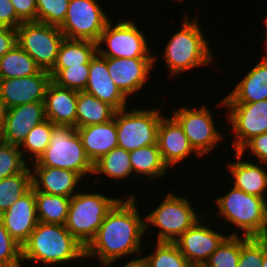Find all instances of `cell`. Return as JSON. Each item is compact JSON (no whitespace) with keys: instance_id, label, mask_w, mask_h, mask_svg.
Segmentation results:
<instances>
[{"instance_id":"603a6c76","label":"cell","mask_w":267,"mask_h":267,"mask_svg":"<svg viewBox=\"0 0 267 267\" xmlns=\"http://www.w3.org/2000/svg\"><path fill=\"white\" fill-rule=\"evenodd\" d=\"M78 91L61 87L51 81L44 97L46 119L55 125L76 128Z\"/></svg>"},{"instance_id":"bcb514c9","label":"cell","mask_w":267,"mask_h":267,"mask_svg":"<svg viewBox=\"0 0 267 267\" xmlns=\"http://www.w3.org/2000/svg\"><path fill=\"white\" fill-rule=\"evenodd\" d=\"M6 107L4 105V102L0 98V133L2 132L3 126H4V120L6 116Z\"/></svg>"},{"instance_id":"d4e9b609","label":"cell","mask_w":267,"mask_h":267,"mask_svg":"<svg viewBox=\"0 0 267 267\" xmlns=\"http://www.w3.org/2000/svg\"><path fill=\"white\" fill-rule=\"evenodd\" d=\"M86 155L92 163L118 147L117 126L114 118L102 124L76 128Z\"/></svg>"},{"instance_id":"60d3db41","label":"cell","mask_w":267,"mask_h":267,"mask_svg":"<svg viewBox=\"0 0 267 267\" xmlns=\"http://www.w3.org/2000/svg\"><path fill=\"white\" fill-rule=\"evenodd\" d=\"M247 151L254 155L251 158L256 157V162L267 164V132L254 136L239 150L242 155H247Z\"/></svg>"},{"instance_id":"484cf974","label":"cell","mask_w":267,"mask_h":267,"mask_svg":"<svg viewBox=\"0 0 267 267\" xmlns=\"http://www.w3.org/2000/svg\"><path fill=\"white\" fill-rule=\"evenodd\" d=\"M129 152L124 148L115 147L108 154L100 157L96 162L93 163V182L99 184V176L108 177L111 180L124 181V179L131 178L133 176L132 165L130 162ZM132 175V176H131ZM98 178L96 179L95 178Z\"/></svg>"},{"instance_id":"44dd1931","label":"cell","mask_w":267,"mask_h":267,"mask_svg":"<svg viewBox=\"0 0 267 267\" xmlns=\"http://www.w3.org/2000/svg\"><path fill=\"white\" fill-rule=\"evenodd\" d=\"M84 91L108 103L116 111L128 107L127 101H130L111 79L107 70V57L98 53L90 60L89 77Z\"/></svg>"},{"instance_id":"b9f144b4","label":"cell","mask_w":267,"mask_h":267,"mask_svg":"<svg viewBox=\"0 0 267 267\" xmlns=\"http://www.w3.org/2000/svg\"><path fill=\"white\" fill-rule=\"evenodd\" d=\"M14 6L16 15L23 22L37 21L36 0H10Z\"/></svg>"},{"instance_id":"8fae6325","label":"cell","mask_w":267,"mask_h":267,"mask_svg":"<svg viewBox=\"0 0 267 267\" xmlns=\"http://www.w3.org/2000/svg\"><path fill=\"white\" fill-rule=\"evenodd\" d=\"M198 107H173L172 116L182 126L190 145L203 158L214 151L224 138L223 131L217 128L212 110L206 103ZM216 125V126H215Z\"/></svg>"},{"instance_id":"d590c367","label":"cell","mask_w":267,"mask_h":267,"mask_svg":"<svg viewBox=\"0 0 267 267\" xmlns=\"http://www.w3.org/2000/svg\"><path fill=\"white\" fill-rule=\"evenodd\" d=\"M52 81L61 87L75 91H84L89 77V64L70 66L49 71Z\"/></svg>"},{"instance_id":"d6a6232c","label":"cell","mask_w":267,"mask_h":267,"mask_svg":"<svg viewBox=\"0 0 267 267\" xmlns=\"http://www.w3.org/2000/svg\"><path fill=\"white\" fill-rule=\"evenodd\" d=\"M32 187V172L28 165L21 173L0 180V216Z\"/></svg>"},{"instance_id":"3957f363","label":"cell","mask_w":267,"mask_h":267,"mask_svg":"<svg viewBox=\"0 0 267 267\" xmlns=\"http://www.w3.org/2000/svg\"><path fill=\"white\" fill-rule=\"evenodd\" d=\"M184 16L181 27L172 34L161 55L169 76L176 77L194 68L207 67L215 60L209 38L204 34L200 19ZM214 53V54H213Z\"/></svg>"},{"instance_id":"d6986e66","label":"cell","mask_w":267,"mask_h":267,"mask_svg":"<svg viewBox=\"0 0 267 267\" xmlns=\"http://www.w3.org/2000/svg\"><path fill=\"white\" fill-rule=\"evenodd\" d=\"M0 217L7 232L22 246L38 224L34 188L18 198Z\"/></svg>"},{"instance_id":"ab89813d","label":"cell","mask_w":267,"mask_h":267,"mask_svg":"<svg viewBox=\"0 0 267 267\" xmlns=\"http://www.w3.org/2000/svg\"><path fill=\"white\" fill-rule=\"evenodd\" d=\"M0 267H23L22 246L7 232L0 217Z\"/></svg>"},{"instance_id":"30bf717a","label":"cell","mask_w":267,"mask_h":267,"mask_svg":"<svg viewBox=\"0 0 267 267\" xmlns=\"http://www.w3.org/2000/svg\"><path fill=\"white\" fill-rule=\"evenodd\" d=\"M19 45L42 69L50 71L55 65L64 35L59 27L37 21L23 22L17 29Z\"/></svg>"},{"instance_id":"f35d334b","label":"cell","mask_w":267,"mask_h":267,"mask_svg":"<svg viewBox=\"0 0 267 267\" xmlns=\"http://www.w3.org/2000/svg\"><path fill=\"white\" fill-rule=\"evenodd\" d=\"M70 0H36L37 22L60 27L64 22Z\"/></svg>"},{"instance_id":"2e32d148","label":"cell","mask_w":267,"mask_h":267,"mask_svg":"<svg viewBox=\"0 0 267 267\" xmlns=\"http://www.w3.org/2000/svg\"><path fill=\"white\" fill-rule=\"evenodd\" d=\"M52 81L49 71L40 70L32 76L0 79V98L6 109L32 102H44Z\"/></svg>"},{"instance_id":"8d00e7d4","label":"cell","mask_w":267,"mask_h":267,"mask_svg":"<svg viewBox=\"0 0 267 267\" xmlns=\"http://www.w3.org/2000/svg\"><path fill=\"white\" fill-rule=\"evenodd\" d=\"M28 165L19 146L0 140V180L21 173Z\"/></svg>"},{"instance_id":"cb8c5ba5","label":"cell","mask_w":267,"mask_h":267,"mask_svg":"<svg viewBox=\"0 0 267 267\" xmlns=\"http://www.w3.org/2000/svg\"><path fill=\"white\" fill-rule=\"evenodd\" d=\"M223 98L224 103H254L267 99V55L244 72L241 81Z\"/></svg>"},{"instance_id":"ffe728a7","label":"cell","mask_w":267,"mask_h":267,"mask_svg":"<svg viewBox=\"0 0 267 267\" xmlns=\"http://www.w3.org/2000/svg\"><path fill=\"white\" fill-rule=\"evenodd\" d=\"M34 191L71 198L80 190L85 179L71 170L49 166H31Z\"/></svg>"},{"instance_id":"7402d4cb","label":"cell","mask_w":267,"mask_h":267,"mask_svg":"<svg viewBox=\"0 0 267 267\" xmlns=\"http://www.w3.org/2000/svg\"><path fill=\"white\" fill-rule=\"evenodd\" d=\"M233 155L236 161L226 163V168L233 178L231 184L247 194L267 200V164L260 163L259 165V162L245 161L243 160L245 155L239 151H235Z\"/></svg>"},{"instance_id":"83f0119b","label":"cell","mask_w":267,"mask_h":267,"mask_svg":"<svg viewBox=\"0 0 267 267\" xmlns=\"http://www.w3.org/2000/svg\"><path fill=\"white\" fill-rule=\"evenodd\" d=\"M116 110L95 96L79 91L76 105V128L102 124L113 119Z\"/></svg>"},{"instance_id":"8992f818","label":"cell","mask_w":267,"mask_h":267,"mask_svg":"<svg viewBox=\"0 0 267 267\" xmlns=\"http://www.w3.org/2000/svg\"><path fill=\"white\" fill-rule=\"evenodd\" d=\"M82 191L81 189L71 197L66 229L86 247L96 236L107 213L121 199L98 192Z\"/></svg>"},{"instance_id":"f1b7e54d","label":"cell","mask_w":267,"mask_h":267,"mask_svg":"<svg viewBox=\"0 0 267 267\" xmlns=\"http://www.w3.org/2000/svg\"><path fill=\"white\" fill-rule=\"evenodd\" d=\"M97 53V43L88 40L66 39L61 42L55 65L52 69L90 64Z\"/></svg>"},{"instance_id":"9a60e30c","label":"cell","mask_w":267,"mask_h":267,"mask_svg":"<svg viewBox=\"0 0 267 267\" xmlns=\"http://www.w3.org/2000/svg\"><path fill=\"white\" fill-rule=\"evenodd\" d=\"M154 58H107V70L111 79L121 92L129 99L141 91L150 80L155 70L158 55Z\"/></svg>"},{"instance_id":"4316f807","label":"cell","mask_w":267,"mask_h":267,"mask_svg":"<svg viewBox=\"0 0 267 267\" xmlns=\"http://www.w3.org/2000/svg\"><path fill=\"white\" fill-rule=\"evenodd\" d=\"M129 155L134 176H145L153 182L168 173L169 168L162 159L158 143L130 151Z\"/></svg>"},{"instance_id":"4fadbf2b","label":"cell","mask_w":267,"mask_h":267,"mask_svg":"<svg viewBox=\"0 0 267 267\" xmlns=\"http://www.w3.org/2000/svg\"><path fill=\"white\" fill-rule=\"evenodd\" d=\"M217 106L227 108L225 123L230 124L234 151H239L254 136L267 132V99L254 103H224L222 97Z\"/></svg>"},{"instance_id":"c3c4849f","label":"cell","mask_w":267,"mask_h":267,"mask_svg":"<svg viewBox=\"0 0 267 267\" xmlns=\"http://www.w3.org/2000/svg\"><path fill=\"white\" fill-rule=\"evenodd\" d=\"M262 267H267V237H265V253H264Z\"/></svg>"},{"instance_id":"52a82bcc","label":"cell","mask_w":267,"mask_h":267,"mask_svg":"<svg viewBox=\"0 0 267 267\" xmlns=\"http://www.w3.org/2000/svg\"><path fill=\"white\" fill-rule=\"evenodd\" d=\"M32 166H49L79 173L85 180L92 178L93 163L86 155L80 135L73 126L56 125L49 146Z\"/></svg>"},{"instance_id":"74e56055","label":"cell","mask_w":267,"mask_h":267,"mask_svg":"<svg viewBox=\"0 0 267 267\" xmlns=\"http://www.w3.org/2000/svg\"><path fill=\"white\" fill-rule=\"evenodd\" d=\"M265 237L240 236V256L237 267H262Z\"/></svg>"},{"instance_id":"f6af8a7d","label":"cell","mask_w":267,"mask_h":267,"mask_svg":"<svg viewBox=\"0 0 267 267\" xmlns=\"http://www.w3.org/2000/svg\"><path fill=\"white\" fill-rule=\"evenodd\" d=\"M122 266L120 267H147L146 264L144 263V261L140 258V259H136V260H131L127 262L126 259V263H122Z\"/></svg>"},{"instance_id":"ba28073f","label":"cell","mask_w":267,"mask_h":267,"mask_svg":"<svg viewBox=\"0 0 267 267\" xmlns=\"http://www.w3.org/2000/svg\"><path fill=\"white\" fill-rule=\"evenodd\" d=\"M134 107L116 111L113 117L117 126L118 147L128 152L157 144L158 127L164 115L161 107Z\"/></svg>"},{"instance_id":"e0dca14e","label":"cell","mask_w":267,"mask_h":267,"mask_svg":"<svg viewBox=\"0 0 267 267\" xmlns=\"http://www.w3.org/2000/svg\"><path fill=\"white\" fill-rule=\"evenodd\" d=\"M157 143L162 159L168 168H175L178 163L182 164L181 162L191 158L189 156L192 154H196L195 156L199 159L201 158L190 145L182 126L172 115L161 117Z\"/></svg>"},{"instance_id":"f546056e","label":"cell","mask_w":267,"mask_h":267,"mask_svg":"<svg viewBox=\"0 0 267 267\" xmlns=\"http://www.w3.org/2000/svg\"><path fill=\"white\" fill-rule=\"evenodd\" d=\"M38 222L64 225L70 199L65 196L34 191Z\"/></svg>"},{"instance_id":"6da1fadb","label":"cell","mask_w":267,"mask_h":267,"mask_svg":"<svg viewBox=\"0 0 267 267\" xmlns=\"http://www.w3.org/2000/svg\"><path fill=\"white\" fill-rule=\"evenodd\" d=\"M134 195L123 196L125 198L122 197L107 213L96 236L85 247V259L95 258L102 267H112L113 263L117 266L122 257L125 259L127 256L128 261L142 257L145 250L141 246L142 240L147 237L145 217L140 216L138 199Z\"/></svg>"},{"instance_id":"ac0fdd59","label":"cell","mask_w":267,"mask_h":267,"mask_svg":"<svg viewBox=\"0 0 267 267\" xmlns=\"http://www.w3.org/2000/svg\"><path fill=\"white\" fill-rule=\"evenodd\" d=\"M44 120H46L44 102L26 103L9 108L6 110L0 140L20 146L28 132Z\"/></svg>"},{"instance_id":"ee69618b","label":"cell","mask_w":267,"mask_h":267,"mask_svg":"<svg viewBox=\"0 0 267 267\" xmlns=\"http://www.w3.org/2000/svg\"><path fill=\"white\" fill-rule=\"evenodd\" d=\"M16 45V29L9 27H0V58Z\"/></svg>"},{"instance_id":"e575fe53","label":"cell","mask_w":267,"mask_h":267,"mask_svg":"<svg viewBox=\"0 0 267 267\" xmlns=\"http://www.w3.org/2000/svg\"><path fill=\"white\" fill-rule=\"evenodd\" d=\"M240 256V236L228 235L202 267H237Z\"/></svg>"},{"instance_id":"7a4b0ae2","label":"cell","mask_w":267,"mask_h":267,"mask_svg":"<svg viewBox=\"0 0 267 267\" xmlns=\"http://www.w3.org/2000/svg\"><path fill=\"white\" fill-rule=\"evenodd\" d=\"M82 260L85 261V247L65 225L38 222L28 240L22 245L23 267H27L26 261L38 263L40 267H71L70 263L76 265L77 261Z\"/></svg>"},{"instance_id":"1f68e13d","label":"cell","mask_w":267,"mask_h":267,"mask_svg":"<svg viewBox=\"0 0 267 267\" xmlns=\"http://www.w3.org/2000/svg\"><path fill=\"white\" fill-rule=\"evenodd\" d=\"M55 126V124L46 119L34 126L28 132L25 140L19 146L22 156L27 163L37 161L44 153L46 148L49 146L53 128Z\"/></svg>"},{"instance_id":"836d02e7","label":"cell","mask_w":267,"mask_h":267,"mask_svg":"<svg viewBox=\"0 0 267 267\" xmlns=\"http://www.w3.org/2000/svg\"><path fill=\"white\" fill-rule=\"evenodd\" d=\"M153 248L141 257L147 267H193L174 242H156Z\"/></svg>"},{"instance_id":"7bdbcfd3","label":"cell","mask_w":267,"mask_h":267,"mask_svg":"<svg viewBox=\"0 0 267 267\" xmlns=\"http://www.w3.org/2000/svg\"><path fill=\"white\" fill-rule=\"evenodd\" d=\"M22 23L10 0H0V27L17 29Z\"/></svg>"},{"instance_id":"9c48e42d","label":"cell","mask_w":267,"mask_h":267,"mask_svg":"<svg viewBox=\"0 0 267 267\" xmlns=\"http://www.w3.org/2000/svg\"><path fill=\"white\" fill-rule=\"evenodd\" d=\"M110 19L97 42V53L107 58H154L146 37L132 19ZM105 46H104V45ZM104 46V47H103ZM107 47V48H106Z\"/></svg>"},{"instance_id":"7dc6e473","label":"cell","mask_w":267,"mask_h":267,"mask_svg":"<svg viewBox=\"0 0 267 267\" xmlns=\"http://www.w3.org/2000/svg\"><path fill=\"white\" fill-rule=\"evenodd\" d=\"M262 21L266 25V27H265L266 28V30H265L266 35H264L265 36V39H264L265 42H263V43H265V48L263 47V49H265L264 55H267V14L265 15L264 20H262Z\"/></svg>"},{"instance_id":"4dcf8cb0","label":"cell","mask_w":267,"mask_h":267,"mask_svg":"<svg viewBox=\"0 0 267 267\" xmlns=\"http://www.w3.org/2000/svg\"><path fill=\"white\" fill-rule=\"evenodd\" d=\"M40 70L41 68L19 45L0 58V79L32 76Z\"/></svg>"},{"instance_id":"5bb4252c","label":"cell","mask_w":267,"mask_h":267,"mask_svg":"<svg viewBox=\"0 0 267 267\" xmlns=\"http://www.w3.org/2000/svg\"><path fill=\"white\" fill-rule=\"evenodd\" d=\"M207 212L205 215L182 234L174 243L177 245L182 255L193 267H202L209 259L210 255L218 248L222 241L229 235L227 232L215 230L209 226ZM204 219V220H203ZM207 221V224L204 221Z\"/></svg>"},{"instance_id":"277c9868","label":"cell","mask_w":267,"mask_h":267,"mask_svg":"<svg viewBox=\"0 0 267 267\" xmlns=\"http://www.w3.org/2000/svg\"><path fill=\"white\" fill-rule=\"evenodd\" d=\"M228 191L216 197L214 204L217 211L208 214L213 219L210 223L219 220L218 226L221 221L225 225L232 224V230L235 229L229 235L267 237V200L247 194L233 185Z\"/></svg>"},{"instance_id":"7c38bea8","label":"cell","mask_w":267,"mask_h":267,"mask_svg":"<svg viewBox=\"0 0 267 267\" xmlns=\"http://www.w3.org/2000/svg\"><path fill=\"white\" fill-rule=\"evenodd\" d=\"M98 0H70L64 22L59 27L66 39L97 43L110 20Z\"/></svg>"},{"instance_id":"5b68a950","label":"cell","mask_w":267,"mask_h":267,"mask_svg":"<svg viewBox=\"0 0 267 267\" xmlns=\"http://www.w3.org/2000/svg\"><path fill=\"white\" fill-rule=\"evenodd\" d=\"M161 199L160 204L144 216L145 234L148 228L158 227L156 242H175L205 215L203 210L201 213L194 209L187 196L177 195L169 190Z\"/></svg>"}]
</instances>
